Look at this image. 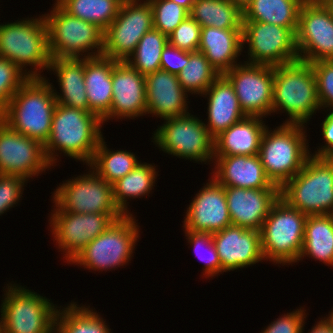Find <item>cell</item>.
Segmentation results:
<instances>
[{
    "label": "cell",
    "instance_id": "cell-1",
    "mask_svg": "<svg viewBox=\"0 0 333 333\" xmlns=\"http://www.w3.org/2000/svg\"><path fill=\"white\" fill-rule=\"evenodd\" d=\"M102 120L90 111L56 104L45 156L51 166H57L58 153L88 165L103 137ZM59 151V152H58ZM58 152V153H57ZM55 164V165H54Z\"/></svg>",
    "mask_w": 333,
    "mask_h": 333
},
{
    "label": "cell",
    "instance_id": "cell-2",
    "mask_svg": "<svg viewBox=\"0 0 333 333\" xmlns=\"http://www.w3.org/2000/svg\"><path fill=\"white\" fill-rule=\"evenodd\" d=\"M46 77H30L12 96L0 119L11 129L43 146L51 131L57 104L52 83Z\"/></svg>",
    "mask_w": 333,
    "mask_h": 333
},
{
    "label": "cell",
    "instance_id": "cell-3",
    "mask_svg": "<svg viewBox=\"0 0 333 333\" xmlns=\"http://www.w3.org/2000/svg\"><path fill=\"white\" fill-rule=\"evenodd\" d=\"M280 110L289 116L283 124L306 126L317 110H321L316 76L310 63L297 60L274 66L271 113Z\"/></svg>",
    "mask_w": 333,
    "mask_h": 333
},
{
    "label": "cell",
    "instance_id": "cell-4",
    "mask_svg": "<svg viewBox=\"0 0 333 333\" xmlns=\"http://www.w3.org/2000/svg\"><path fill=\"white\" fill-rule=\"evenodd\" d=\"M306 126L281 124L267 127L263 133L258 156L272 184L281 188L305 165L310 155Z\"/></svg>",
    "mask_w": 333,
    "mask_h": 333
},
{
    "label": "cell",
    "instance_id": "cell-5",
    "mask_svg": "<svg viewBox=\"0 0 333 333\" xmlns=\"http://www.w3.org/2000/svg\"><path fill=\"white\" fill-rule=\"evenodd\" d=\"M0 57L15 63L31 78L44 77L41 72L49 69L52 59L44 16L1 23ZM27 66H31L28 72Z\"/></svg>",
    "mask_w": 333,
    "mask_h": 333
},
{
    "label": "cell",
    "instance_id": "cell-6",
    "mask_svg": "<svg viewBox=\"0 0 333 333\" xmlns=\"http://www.w3.org/2000/svg\"><path fill=\"white\" fill-rule=\"evenodd\" d=\"M280 198L306 215L333 214V158L310 156Z\"/></svg>",
    "mask_w": 333,
    "mask_h": 333
},
{
    "label": "cell",
    "instance_id": "cell-7",
    "mask_svg": "<svg viewBox=\"0 0 333 333\" xmlns=\"http://www.w3.org/2000/svg\"><path fill=\"white\" fill-rule=\"evenodd\" d=\"M53 5L50 13L43 15L48 31L51 58L102 56L104 31L96 24L69 15L56 2Z\"/></svg>",
    "mask_w": 333,
    "mask_h": 333
},
{
    "label": "cell",
    "instance_id": "cell-8",
    "mask_svg": "<svg viewBox=\"0 0 333 333\" xmlns=\"http://www.w3.org/2000/svg\"><path fill=\"white\" fill-rule=\"evenodd\" d=\"M306 219V214L279 198L260 230L264 259L283 266L298 262Z\"/></svg>",
    "mask_w": 333,
    "mask_h": 333
},
{
    "label": "cell",
    "instance_id": "cell-9",
    "mask_svg": "<svg viewBox=\"0 0 333 333\" xmlns=\"http://www.w3.org/2000/svg\"><path fill=\"white\" fill-rule=\"evenodd\" d=\"M26 288L10 282L5 288L0 305L4 333H55L57 305Z\"/></svg>",
    "mask_w": 333,
    "mask_h": 333
},
{
    "label": "cell",
    "instance_id": "cell-10",
    "mask_svg": "<svg viewBox=\"0 0 333 333\" xmlns=\"http://www.w3.org/2000/svg\"><path fill=\"white\" fill-rule=\"evenodd\" d=\"M136 217L124 215L86 245L70 262L93 271L126 266L134 253L140 230Z\"/></svg>",
    "mask_w": 333,
    "mask_h": 333
},
{
    "label": "cell",
    "instance_id": "cell-11",
    "mask_svg": "<svg viewBox=\"0 0 333 333\" xmlns=\"http://www.w3.org/2000/svg\"><path fill=\"white\" fill-rule=\"evenodd\" d=\"M154 132L153 143L160 150L180 159L206 164L214 160V139L202 119L187 113L169 117Z\"/></svg>",
    "mask_w": 333,
    "mask_h": 333
},
{
    "label": "cell",
    "instance_id": "cell-12",
    "mask_svg": "<svg viewBox=\"0 0 333 333\" xmlns=\"http://www.w3.org/2000/svg\"><path fill=\"white\" fill-rule=\"evenodd\" d=\"M89 171L59 184L53 192L54 205L60 211L78 214L108 213L115 220L123 217L124 214L115 204L112 185L91 168Z\"/></svg>",
    "mask_w": 333,
    "mask_h": 333
},
{
    "label": "cell",
    "instance_id": "cell-13",
    "mask_svg": "<svg viewBox=\"0 0 333 333\" xmlns=\"http://www.w3.org/2000/svg\"><path fill=\"white\" fill-rule=\"evenodd\" d=\"M297 28L243 21V49L248 44L247 63L280 66L299 60L296 46ZM250 56V57H249Z\"/></svg>",
    "mask_w": 333,
    "mask_h": 333
},
{
    "label": "cell",
    "instance_id": "cell-14",
    "mask_svg": "<svg viewBox=\"0 0 333 333\" xmlns=\"http://www.w3.org/2000/svg\"><path fill=\"white\" fill-rule=\"evenodd\" d=\"M299 60H333V9L326 0H306L296 31Z\"/></svg>",
    "mask_w": 333,
    "mask_h": 333
},
{
    "label": "cell",
    "instance_id": "cell-15",
    "mask_svg": "<svg viewBox=\"0 0 333 333\" xmlns=\"http://www.w3.org/2000/svg\"><path fill=\"white\" fill-rule=\"evenodd\" d=\"M122 3L117 17L104 31L102 56L126 61L143 35L154 28L149 0Z\"/></svg>",
    "mask_w": 333,
    "mask_h": 333
},
{
    "label": "cell",
    "instance_id": "cell-16",
    "mask_svg": "<svg viewBox=\"0 0 333 333\" xmlns=\"http://www.w3.org/2000/svg\"><path fill=\"white\" fill-rule=\"evenodd\" d=\"M49 218L53 241L70 263L93 239L106 231L115 219L108 213H73L54 206Z\"/></svg>",
    "mask_w": 333,
    "mask_h": 333
},
{
    "label": "cell",
    "instance_id": "cell-17",
    "mask_svg": "<svg viewBox=\"0 0 333 333\" xmlns=\"http://www.w3.org/2000/svg\"><path fill=\"white\" fill-rule=\"evenodd\" d=\"M232 83L246 116L271 115L274 66L241 62L224 74Z\"/></svg>",
    "mask_w": 333,
    "mask_h": 333
},
{
    "label": "cell",
    "instance_id": "cell-18",
    "mask_svg": "<svg viewBox=\"0 0 333 333\" xmlns=\"http://www.w3.org/2000/svg\"><path fill=\"white\" fill-rule=\"evenodd\" d=\"M51 167L39 141L11 129L0 119V174L29 181Z\"/></svg>",
    "mask_w": 333,
    "mask_h": 333
},
{
    "label": "cell",
    "instance_id": "cell-19",
    "mask_svg": "<svg viewBox=\"0 0 333 333\" xmlns=\"http://www.w3.org/2000/svg\"><path fill=\"white\" fill-rule=\"evenodd\" d=\"M112 103L102 122L135 119L147 114L145 76L126 61H116L112 69Z\"/></svg>",
    "mask_w": 333,
    "mask_h": 333
},
{
    "label": "cell",
    "instance_id": "cell-20",
    "mask_svg": "<svg viewBox=\"0 0 333 333\" xmlns=\"http://www.w3.org/2000/svg\"><path fill=\"white\" fill-rule=\"evenodd\" d=\"M195 195L186 210L183 228L214 233L231 226L224 186L212 176Z\"/></svg>",
    "mask_w": 333,
    "mask_h": 333
},
{
    "label": "cell",
    "instance_id": "cell-21",
    "mask_svg": "<svg viewBox=\"0 0 333 333\" xmlns=\"http://www.w3.org/2000/svg\"><path fill=\"white\" fill-rule=\"evenodd\" d=\"M221 262L222 273L247 268L262 260L260 231L240 226H228L212 233Z\"/></svg>",
    "mask_w": 333,
    "mask_h": 333
},
{
    "label": "cell",
    "instance_id": "cell-22",
    "mask_svg": "<svg viewBox=\"0 0 333 333\" xmlns=\"http://www.w3.org/2000/svg\"><path fill=\"white\" fill-rule=\"evenodd\" d=\"M231 224L260 231L280 188L245 189L224 186Z\"/></svg>",
    "mask_w": 333,
    "mask_h": 333
},
{
    "label": "cell",
    "instance_id": "cell-23",
    "mask_svg": "<svg viewBox=\"0 0 333 333\" xmlns=\"http://www.w3.org/2000/svg\"><path fill=\"white\" fill-rule=\"evenodd\" d=\"M145 83L147 114L165 119L189 113V96L177 75L158 70L145 76Z\"/></svg>",
    "mask_w": 333,
    "mask_h": 333
},
{
    "label": "cell",
    "instance_id": "cell-24",
    "mask_svg": "<svg viewBox=\"0 0 333 333\" xmlns=\"http://www.w3.org/2000/svg\"><path fill=\"white\" fill-rule=\"evenodd\" d=\"M212 177L222 186L245 189L279 188L267 178L257 155L214 156Z\"/></svg>",
    "mask_w": 333,
    "mask_h": 333
},
{
    "label": "cell",
    "instance_id": "cell-25",
    "mask_svg": "<svg viewBox=\"0 0 333 333\" xmlns=\"http://www.w3.org/2000/svg\"><path fill=\"white\" fill-rule=\"evenodd\" d=\"M204 96L208 99V122L204 124L213 139L246 116L232 83L224 74L208 87L203 93Z\"/></svg>",
    "mask_w": 333,
    "mask_h": 333
},
{
    "label": "cell",
    "instance_id": "cell-26",
    "mask_svg": "<svg viewBox=\"0 0 333 333\" xmlns=\"http://www.w3.org/2000/svg\"><path fill=\"white\" fill-rule=\"evenodd\" d=\"M242 50V29L201 27L198 52L205 55L220 75L240 63L237 61Z\"/></svg>",
    "mask_w": 333,
    "mask_h": 333
},
{
    "label": "cell",
    "instance_id": "cell-27",
    "mask_svg": "<svg viewBox=\"0 0 333 333\" xmlns=\"http://www.w3.org/2000/svg\"><path fill=\"white\" fill-rule=\"evenodd\" d=\"M262 117L245 116L214 139V156L259 153L260 143L267 125Z\"/></svg>",
    "mask_w": 333,
    "mask_h": 333
},
{
    "label": "cell",
    "instance_id": "cell-28",
    "mask_svg": "<svg viewBox=\"0 0 333 333\" xmlns=\"http://www.w3.org/2000/svg\"><path fill=\"white\" fill-rule=\"evenodd\" d=\"M48 71L57 76L60 91L52 84L58 104L89 111L84 80V58L51 59Z\"/></svg>",
    "mask_w": 333,
    "mask_h": 333
},
{
    "label": "cell",
    "instance_id": "cell-29",
    "mask_svg": "<svg viewBox=\"0 0 333 333\" xmlns=\"http://www.w3.org/2000/svg\"><path fill=\"white\" fill-rule=\"evenodd\" d=\"M115 60L104 56L84 58V80L89 111L101 120L112 103V69Z\"/></svg>",
    "mask_w": 333,
    "mask_h": 333
},
{
    "label": "cell",
    "instance_id": "cell-30",
    "mask_svg": "<svg viewBox=\"0 0 333 333\" xmlns=\"http://www.w3.org/2000/svg\"><path fill=\"white\" fill-rule=\"evenodd\" d=\"M306 255L333 267V214L307 215L298 262Z\"/></svg>",
    "mask_w": 333,
    "mask_h": 333
},
{
    "label": "cell",
    "instance_id": "cell-31",
    "mask_svg": "<svg viewBox=\"0 0 333 333\" xmlns=\"http://www.w3.org/2000/svg\"><path fill=\"white\" fill-rule=\"evenodd\" d=\"M306 0H252L243 11V21H258L297 28L299 12Z\"/></svg>",
    "mask_w": 333,
    "mask_h": 333
},
{
    "label": "cell",
    "instance_id": "cell-32",
    "mask_svg": "<svg viewBox=\"0 0 333 333\" xmlns=\"http://www.w3.org/2000/svg\"><path fill=\"white\" fill-rule=\"evenodd\" d=\"M155 168L152 164L140 162L131 172L112 184L115 204L124 215H131L128 211L129 198L149 196L154 189L158 176Z\"/></svg>",
    "mask_w": 333,
    "mask_h": 333
},
{
    "label": "cell",
    "instance_id": "cell-33",
    "mask_svg": "<svg viewBox=\"0 0 333 333\" xmlns=\"http://www.w3.org/2000/svg\"><path fill=\"white\" fill-rule=\"evenodd\" d=\"M189 16L201 27L242 29L243 12L230 0H195Z\"/></svg>",
    "mask_w": 333,
    "mask_h": 333
},
{
    "label": "cell",
    "instance_id": "cell-34",
    "mask_svg": "<svg viewBox=\"0 0 333 333\" xmlns=\"http://www.w3.org/2000/svg\"><path fill=\"white\" fill-rule=\"evenodd\" d=\"M106 145L102 137L88 167L112 185L131 172L140 161L133 152L121 149L113 151Z\"/></svg>",
    "mask_w": 333,
    "mask_h": 333
},
{
    "label": "cell",
    "instance_id": "cell-35",
    "mask_svg": "<svg viewBox=\"0 0 333 333\" xmlns=\"http://www.w3.org/2000/svg\"><path fill=\"white\" fill-rule=\"evenodd\" d=\"M106 324L90 306H80L73 301L63 309L58 308L55 333H112Z\"/></svg>",
    "mask_w": 333,
    "mask_h": 333
},
{
    "label": "cell",
    "instance_id": "cell-36",
    "mask_svg": "<svg viewBox=\"0 0 333 333\" xmlns=\"http://www.w3.org/2000/svg\"><path fill=\"white\" fill-rule=\"evenodd\" d=\"M69 15L96 24L105 31L119 13V0H55Z\"/></svg>",
    "mask_w": 333,
    "mask_h": 333
},
{
    "label": "cell",
    "instance_id": "cell-37",
    "mask_svg": "<svg viewBox=\"0 0 333 333\" xmlns=\"http://www.w3.org/2000/svg\"><path fill=\"white\" fill-rule=\"evenodd\" d=\"M168 43V37L159 30L146 32L126 62L143 76L161 70V53Z\"/></svg>",
    "mask_w": 333,
    "mask_h": 333
},
{
    "label": "cell",
    "instance_id": "cell-38",
    "mask_svg": "<svg viewBox=\"0 0 333 333\" xmlns=\"http://www.w3.org/2000/svg\"><path fill=\"white\" fill-rule=\"evenodd\" d=\"M220 76L201 52H189V63L177 74L180 85L189 94L202 96ZM201 94V95H200Z\"/></svg>",
    "mask_w": 333,
    "mask_h": 333
},
{
    "label": "cell",
    "instance_id": "cell-39",
    "mask_svg": "<svg viewBox=\"0 0 333 333\" xmlns=\"http://www.w3.org/2000/svg\"><path fill=\"white\" fill-rule=\"evenodd\" d=\"M187 241L196 252V256L204 262L202 275L210 278L222 274L221 262L214 244L212 233L210 232H194L184 230ZM205 248V250H203ZM203 252V253H202ZM206 254V255H205Z\"/></svg>",
    "mask_w": 333,
    "mask_h": 333
},
{
    "label": "cell",
    "instance_id": "cell-40",
    "mask_svg": "<svg viewBox=\"0 0 333 333\" xmlns=\"http://www.w3.org/2000/svg\"><path fill=\"white\" fill-rule=\"evenodd\" d=\"M153 13L154 29L167 37L184 21L189 12L171 0H149Z\"/></svg>",
    "mask_w": 333,
    "mask_h": 333
},
{
    "label": "cell",
    "instance_id": "cell-41",
    "mask_svg": "<svg viewBox=\"0 0 333 333\" xmlns=\"http://www.w3.org/2000/svg\"><path fill=\"white\" fill-rule=\"evenodd\" d=\"M29 78L15 63L0 57V115L12 96Z\"/></svg>",
    "mask_w": 333,
    "mask_h": 333
},
{
    "label": "cell",
    "instance_id": "cell-42",
    "mask_svg": "<svg viewBox=\"0 0 333 333\" xmlns=\"http://www.w3.org/2000/svg\"><path fill=\"white\" fill-rule=\"evenodd\" d=\"M200 37L201 26L188 16L168 36V42L178 49L197 52L200 45Z\"/></svg>",
    "mask_w": 333,
    "mask_h": 333
},
{
    "label": "cell",
    "instance_id": "cell-43",
    "mask_svg": "<svg viewBox=\"0 0 333 333\" xmlns=\"http://www.w3.org/2000/svg\"><path fill=\"white\" fill-rule=\"evenodd\" d=\"M310 64L316 76L321 109L331 110L333 109V60H320Z\"/></svg>",
    "mask_w": 333,
    "mask_h": 333
},
{
    "label": "cell",
    "instance_id": "cell-44",
    "mask_svg": "<svg viewBox=\"0 0 333 333\" xmlns=\"http://www.w3.org/2000/svg\"><path fill=\"white\" fill-rule=\"evenodd\" d=\"M26 183L21 176L0 174V215L18 204Z\"/></svg>",
    "mask_w": 333,
    "mask_h": 333
},
{
    "label": "cell",
    "instance_id": "cell-45",
    "mask_svg": "<svg viewBox=\"0 0 333 333\" xmlns=\"http://www.w3.org/2000/svg\"><path fill=\"white\" fill-rule=\"evenodd\" d=\"M305 311L300 308L281 315L260 333H303L307 317Z\"/></svg>",
    "mask_w": 333,
    "mask_h": 333
},
{
    "label": "cell",
    "instance_id": "cell-46",
    "mask_svg": "<svg viewBox=\"0 0 333 333\" xmlns=\"http://www.w3.org/2000/svg\"><path fill=\"white\" fill-rule=\"evenodd\" d=\"M189 63V52L178 49L169 42L161 53V70L177 75Z\"/></svg>",
    "mask_w": 333,
    "mask_h": 333
},
{
    "label": "cell",
    "instance_id": "cell-47",
    "mask_svg": "<svg viewBox=\"0 0 333 333\" xmlns=\"http://www.w3.org/2000/svg\"><path fill=\"white\" fill-rule=\"evenodd\" d=\"M329 113L325 116L324 121H322V135L324 141V146L317 148L315 153L311 156L314 157H331L333 158V109L328 111Z\"/></svg>",
    "mask_w": 333,
    "mask_h": 333
},
{
    "label": "cell",
    "instance_id": "cell-48",
    "mask_svg": "<svg viewBox=\"0 0 333 333\" xmlns=\"http://www.w3.org/2000/svg\"><path fill=\"white\" fill-rule=\"evenodd\" d=\"M308 333H333V318L330 315L321 318Z\"/></svg>",
    "mask_w": 333,
    "mask_h": 333
},
{
    "label": "cell",
    "instance_id": "cell-49",
    "mask_svg": "<svg viewBox=\"0 0 333 333\" xmlns=\"http://www.w3.org/2000/svg\"><path fill=\"white\" fill-rule=\"evenodd\" d=\"M171 1H173V2L177 3L178 5L182 6L188 12H190L191 7L193 6V3L195 2V0H171Z\"/></svg>",
    "mask_w": 333,
    "mask_h": 333
},
{
    "label": "cell",
    "instance_id": "cell-50",
    "mask_svg": "<svg viewBox=\"0 0 333 333\" xmlns=\"http://www.w3.org/2000/svg\"><path fill=\"white\" fill-rule=\"evenodd\" d=\"M234 5H236L242 12L250 4L252 0H230Z\"/></svg>",
    "mask_w": 333,
    "mask_h": 333
},
{
    "label": "cell",
    "instance_id": "cell-51",
    "mask_svg": "<svg viewBox=\"0 0 333 333\" xmlns=\"http://www.w3.org/2000/svg\"><path fill=\"white\" fill-rule=\"evenodd\" d=\"M328 2V4L332 7L333 9V0H326Z\"/></svg>",
    "mask_w": 333,
    "mask_h": 333
},
{
    "label": "cell",
    "instance_id": "cell-52",
    "mask_svg": "<svg viewBox=\"0 0 333 333\" xmlns=\"http://www.w3.org/2000/svg\"><path fill=\"white\" fill-rule=\"evenodd\" d=\"M0 333H4L1 320H0Z\"/></svg>",
    "mask_w": 333,
    "mask_h": 333
},
{
    "label": "cell",
    "instance_id": "cell-53",
    "mask_svg": "<svg viewBox=\"0 0 333 333\" xmlns=\"http://www.w3.org/2000/svg\"><path fill=\"white\" fill-rule=\"evenodd\" d=\"M121 1L122 3H126V2H129V1H132V0H119Z\"/></svg>",
    "mask_w": 333,
    "mask_h": 333
},
{
    "label": "cell",
    "instance_id": "cell-54",
    "mask_svg": "<svg viewBox=\"0 0 333 333\" xmlns=\"http://www.w3.org/2000/svg\"><path fill=\"white\" fill-rule=\"evenodd\" d=\"M329 315L333 318V308H332L331 312H329Z\"/></svg>",
    "mask_w": 333,
    "mask_h": 333
}]
</instances>
